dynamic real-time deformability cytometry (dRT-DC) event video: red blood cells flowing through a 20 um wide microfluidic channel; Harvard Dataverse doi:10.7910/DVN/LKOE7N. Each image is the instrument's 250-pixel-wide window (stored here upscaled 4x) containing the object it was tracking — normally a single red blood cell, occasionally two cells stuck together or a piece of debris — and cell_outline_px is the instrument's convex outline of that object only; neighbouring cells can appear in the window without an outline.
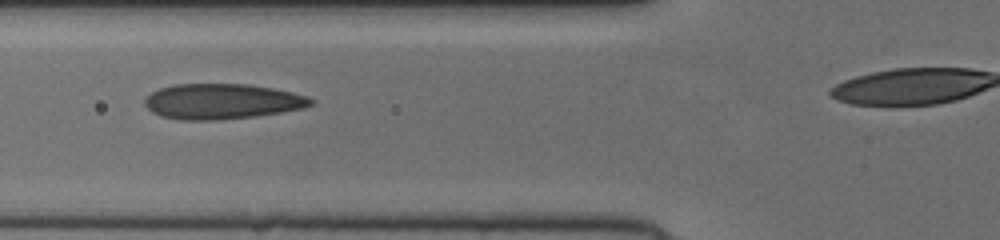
{"species": "human", "species_latin": "Homo sapiens", "temperature_condition": "cold", "stored_images_in_passage": 37, "camera_frame_rate_fps": 3000, "um_per_image_px": 0.085, "donor": {"sex": "female"}, "frame": {"image": 1, "passage_image": 14, "time_ms": 4.333, "image_size_px": [1000, 240], "cell_outline_px": [[316, 100], [312, 104], [304, 108], [256, 116], [216, 120], [180, 120], [160, 116], [152, 112], [144, 104], [144, 100], [152, 92], [160, 88], [176, 84], [248, 84], [272, 88], [292, 92], [308, 96]], "centroid_in_image_um": [18.88, 8.62], "position_along_channel_um": 106.9, "area_um2": 34.28}}
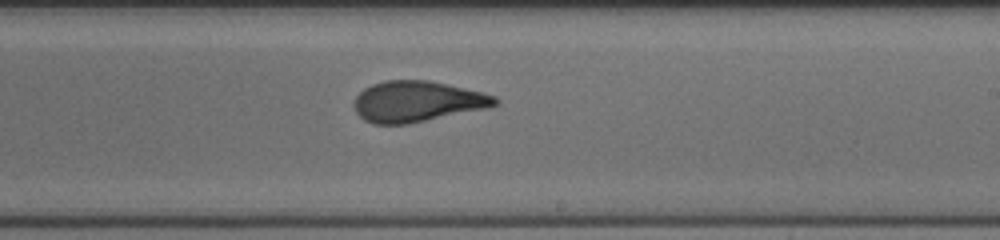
{"frame": {"image": 2, "passage_image": 25, "time_ms": 8.0, "image_size_px": [1000, 240], "cell_outline_px": [[500, 104], [492, 108], [408, 124], [372, 124], [364, 120], [356, 112], [352, 104], [356, 96], [364, 88], [372, 84], [384, 80], [428, 80], [448, 84], [496, 96], [500, 100]], "centroid_in_image_um": [35.49, 8.64], "position_along_channel_um": 253.5, "area_um2": 34.04}}
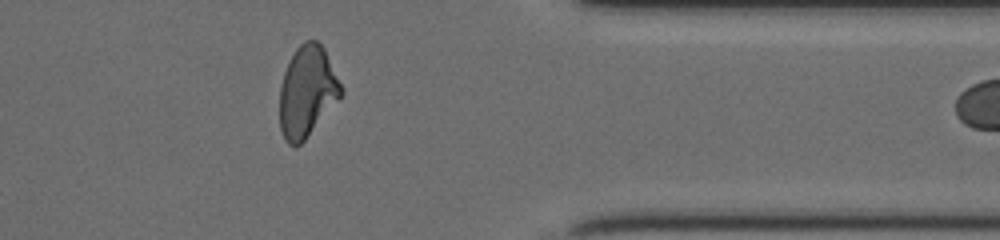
{"frame": {"image": 3, "passage_image": 36, "time_ms": 11.667, "image_size_px": [1000, 240], "cell_outline_px": [[344, 92], [304, 140], [296, 148], [288, 144], [284, 140], [280, 128], [280, 88], [284, 72], [296, 48], [304, 40], [316, 40], [324, 48], [344, 88]], "centroid_in_image_um": [26.1, 7.78], "position_along_channel_um": 385.3, "area_um2": 32.37}}